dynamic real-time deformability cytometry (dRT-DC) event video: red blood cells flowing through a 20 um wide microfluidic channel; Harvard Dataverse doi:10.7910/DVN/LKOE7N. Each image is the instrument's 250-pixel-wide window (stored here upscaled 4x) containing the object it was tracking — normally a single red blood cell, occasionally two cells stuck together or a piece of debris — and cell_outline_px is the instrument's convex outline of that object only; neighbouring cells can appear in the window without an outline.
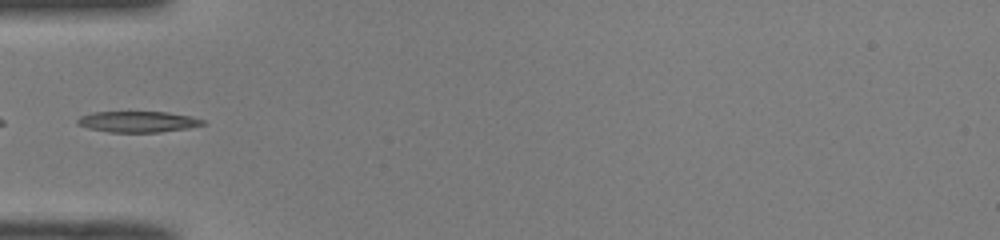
{"species": "common noctule bat (a hibernating species)", "species_latin": "Nyctalus noctula", "temperature_condition": "room temperature", "stored_images_in_passage": 32, "camera_frame_rate_fps": 3000, "um_per_image_px": 0.085, "animal": {"sex": "male", "body_mass_g": 19.0, "forearm_length_mm": 50.8}, "frame": {"image": 1, "passage_image": 1, "time_ms": 0.0, "image_size_px": [1000, 240], "cell_outline_px": [[208, 124], [188, 128], [160, 132], [108, 132], [88, 128], [76, 124], [76, 120], [80, 116], [92, 112], [168, 112], [188, 116], [204, 120]], "centroid_in_image_um": [11.71, 10.35], "position_along_channel_um": 73.3, "area_um2": 15.37}}
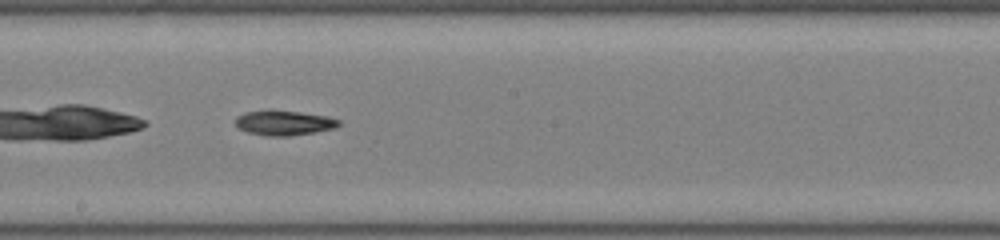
{"frame": {"image": 2, "passage_image": 12, "time_ms": 3.667, "image_size_px": [1000, 240], "cell_outline_px": [[340, 124], [336, 128], [288, 136], [264, 136], [248, 132], [236, 128], [236, 116], [244, 112], [296, 112], [328, 116], [340, 120]], "centroid_in_image_um": [24.14, 10.47], "position_along_channel_um": 224.1, "area_um2": 14.51}}
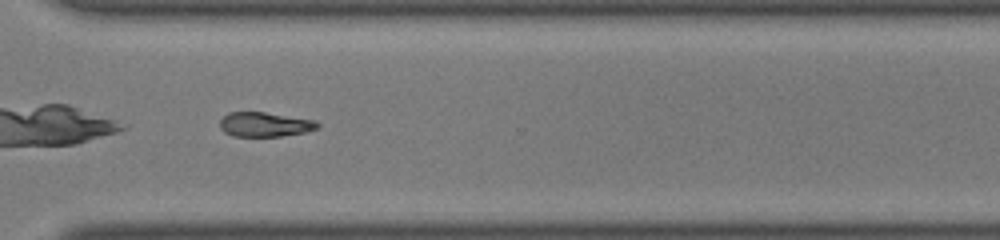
{"frame": {"image": 3, "passage_image": 21, "time_ms": 6.667, "image_size_px": [1000, 240], "cell_outline_px": [[320, 124], [316, 128], [304, 132], [280, 136], [232, 136], [224, 132], [220, 128], [220, 120], [228, 112], [264, 112], [316, 120]], "centroid_in_image_um": [22.48, 10.57], "position_along_channel_um": 348.1, "area_um2": 13.87}}